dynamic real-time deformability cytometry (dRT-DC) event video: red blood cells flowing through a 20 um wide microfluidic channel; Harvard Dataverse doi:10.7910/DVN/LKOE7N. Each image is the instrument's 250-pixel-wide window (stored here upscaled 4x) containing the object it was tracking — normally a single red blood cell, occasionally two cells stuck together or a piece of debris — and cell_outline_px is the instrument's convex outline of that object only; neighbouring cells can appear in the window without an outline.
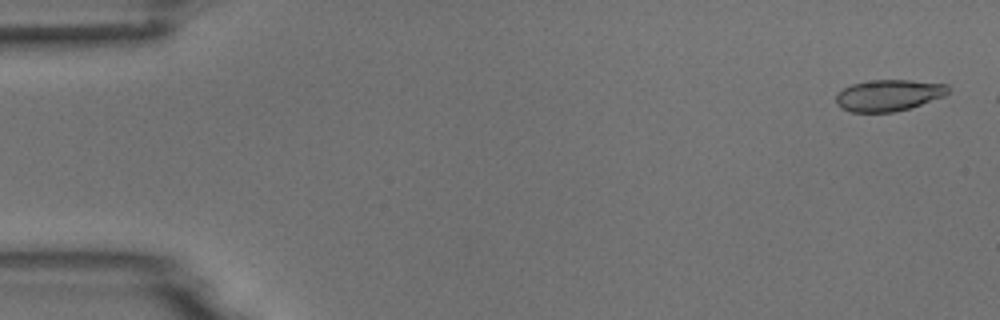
{"species": "common noctule bat (a hibernating species)", "species_latin": "Nyctalus noctula", "temperature_condition": "room temperature", "stored_images_in_passage": 8, "camera_frame_rate_fps": 3000, "um_per_image_px": 0.085, "animal": {"sex": "male", "body_mass_g": 18.8}, "frame": {"image": 1, "passage_image": 2, "time_ms": 0.333, "image_size_px": [1000, 320], "cell_outline_px": [[948, 92], [944, 96], [908, 108], [892, 112], [852, 112], [840, 108], [836, 104], [836, 96], [844, 88], [852, 84], [872, 80], [912, 80], [948, 84]], "centroid_in_image_um": [75.52, 8.09], "position_along_channel_um": 9.5, "area_um2": 20.35}}